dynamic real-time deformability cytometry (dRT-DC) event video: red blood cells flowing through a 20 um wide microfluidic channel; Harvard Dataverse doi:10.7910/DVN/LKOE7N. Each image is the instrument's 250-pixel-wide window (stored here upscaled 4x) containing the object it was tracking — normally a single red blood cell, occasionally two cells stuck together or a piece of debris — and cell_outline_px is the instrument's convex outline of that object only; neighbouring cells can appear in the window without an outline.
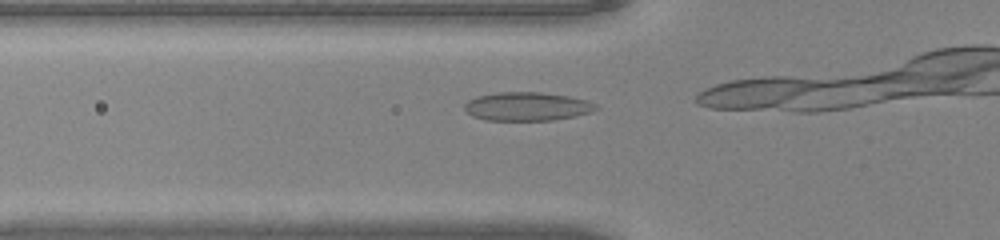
{"species": "common noctule bat (a hibernating species)", "species_latin": "Nyctalus noctula", "temperature_condition": "warm", "stored_images_in_passage": 4, "camera_frame_rate_fps": 3000, "um_per_image_px": 0.085, "animal": {"sex": "male", "body_mass_g": 20.0, "forearm_length_mm": 53.3}, "frame": {"image": 1, "passage_image": 2, "time_ms": 0.333, "image_size_px": [1000, 240], "cell_outline_px": [[600, 108], [592, 112], [576, 116], [556, 120], [484, 120], [472, 116], [464, 108], [464, 104], [468, 100], [476, 96], [496, 92], [540, 92], [568, 96], [588, 100], [596, 104]], "centroid_in_image_um": [44.82, 9.05], "position_along_channel_um": 81.0, "area_um2": 22.14}}